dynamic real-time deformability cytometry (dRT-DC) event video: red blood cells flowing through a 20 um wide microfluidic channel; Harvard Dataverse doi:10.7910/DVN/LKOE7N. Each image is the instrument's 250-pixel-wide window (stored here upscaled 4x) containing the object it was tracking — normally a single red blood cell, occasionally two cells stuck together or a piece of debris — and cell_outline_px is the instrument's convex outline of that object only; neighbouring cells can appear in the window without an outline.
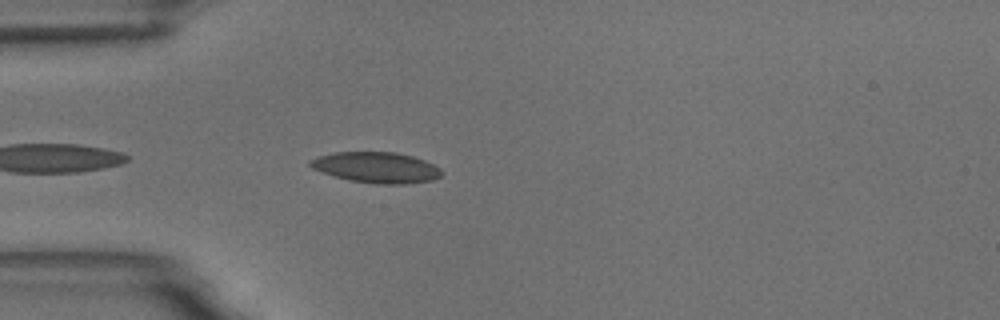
{"species": "common noctule bat (a hibernating species)", "species_latin": "Nyctalus noctula", "temperature_condition": "room temperature", "stored_images_in_passage": 7, "camera_frame_rate_fps": 3000, "um_per_image_px": 0.085, "animal": {"sex": "male", "body_mass_g": 18.8}, "frame": {"image": 1, "passage_image": 3, "time_ms": 0.667, "image_size_px": [1000, 320], "cell_outline_px": [[444, 172], [440, 176], [432, 180], [404, 184], [376, 184], [348, 180], [312, 168], [308, 164], [308, 160], [316, 156], [336, 152], [396, 152], [412, 156], [424, 160], [440, 168]], "centroid_in_image_um": [31.99, 14.23], "position_along_channel_um": 53.0, "area_um2": 23.58}}